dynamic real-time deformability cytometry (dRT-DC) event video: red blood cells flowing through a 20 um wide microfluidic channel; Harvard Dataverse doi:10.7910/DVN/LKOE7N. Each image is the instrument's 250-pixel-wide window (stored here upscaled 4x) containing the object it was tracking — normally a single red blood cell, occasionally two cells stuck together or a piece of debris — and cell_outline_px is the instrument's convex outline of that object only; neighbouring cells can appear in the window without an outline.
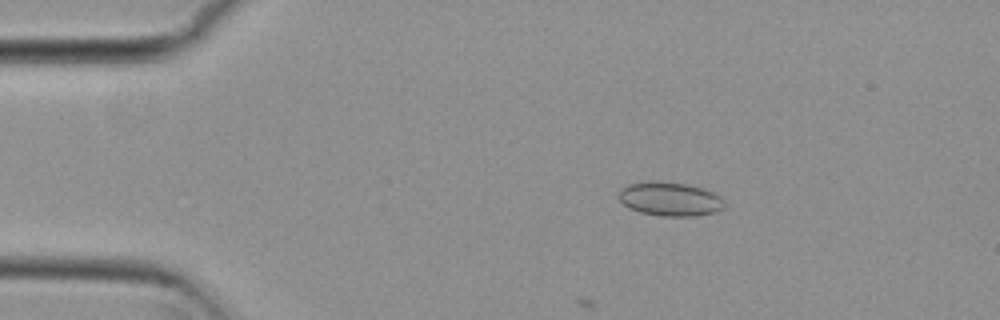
{"species": "common noctule bat (a hibernating species)", "species_latin": "Nyctalus noctula", "temperature_condition": "cold", "stored_images_in_passage": 14, "camera_frame_rate_fps": 3000, "um_per_image_px": 0.085, "animal": {"sex": "female", "body_mass_g": 29.2, "forearm_length_mm": 56.3}, "frame": {"image": 1, "passage_image": 10, "time_ms": 3.0, "image_size_px": [1000, 320], "cell_outline_px": [[724, 208], [716, 212], [696, 216], [660, 216], [640, 212], [628, 208], [616, 196], [616, 192], [620, 188], [628, 184], [648, 180], [652, 180], [688, 184], [704, 188], [720, 196], [724, 200]], "centroid_in_image_um": [56.91, 16.9], "position_along_channel_um": 28.1, "area_um2": 21.39}}